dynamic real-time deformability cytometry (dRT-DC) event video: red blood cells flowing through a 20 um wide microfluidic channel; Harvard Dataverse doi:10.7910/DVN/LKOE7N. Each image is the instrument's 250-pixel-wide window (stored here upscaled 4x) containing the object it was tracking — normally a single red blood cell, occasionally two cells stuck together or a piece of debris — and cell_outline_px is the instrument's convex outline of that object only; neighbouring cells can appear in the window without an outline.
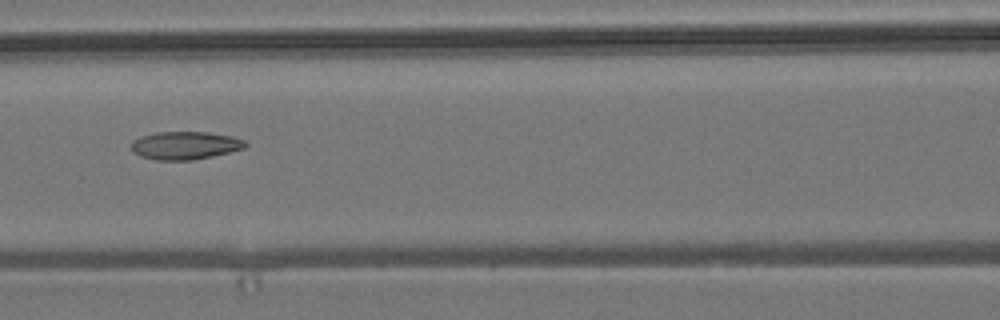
{"species": "common noctule bat (a hibernating species)", "species_latin": "Nyctalus noctula", "temperature_condition": "room temperature", "stored_images_in_passage": 7, "camera_frame_rate_fps": 3000, "um_per_image_px": 0.085, "animal": {"sex": "male", "body_mass_g": 19.2, "forearm_length_mm": 51.8}, "frame": {"image": 1, "passage_image": 7, "time_ms": 2.0, "image_size_px": [1000, 320], "cell_outline_px": [[248, 144], [244, 148], [212, 156], [192, 160], [156, 160], [140, 156], [132, 152], [132, 140], [140, 136], [156, 132], [208, 132], [232, 136], [244, 140]], "centroid_in_image_um": [15.71, 12.36], "position_along_channel_um": 150.9, "area_um2": 18.61}}